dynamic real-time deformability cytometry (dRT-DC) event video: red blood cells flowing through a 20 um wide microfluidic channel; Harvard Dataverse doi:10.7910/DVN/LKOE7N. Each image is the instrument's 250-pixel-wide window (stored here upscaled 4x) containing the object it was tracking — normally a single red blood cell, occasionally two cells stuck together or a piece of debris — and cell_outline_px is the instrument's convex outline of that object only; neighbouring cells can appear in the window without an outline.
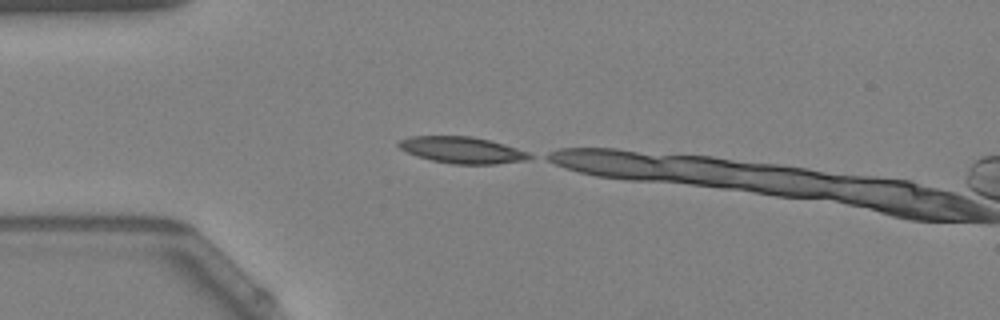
{"species": "Egyptian fruit bat (a non-hibernating species)", "species_latin": "Rousettus aegyptiacus", "temperature_condition": "warm", "stored_images_in_passage": 7, "camera_frame_rate_fps": 3000, "um_per_image_px": 0.085, "animal": {"sex": "female"}, "frame": {"image": 1, "passage_image": 1, "time_ms": 0.0, "image_size_px": [1000, 320], "cell_outline_px": [[532, 156], [524, 160], [496, 164], [452, 164], [432, 160], [416, 156], [400, 148], [396, 144], [400, 140], [412, 136], [472, 136], [504, 144], [528, 152]], "centroid_in_image_um": [39.25, 12.75], "position_along_channel_um": 45.7, "area_um2": 20.0}}
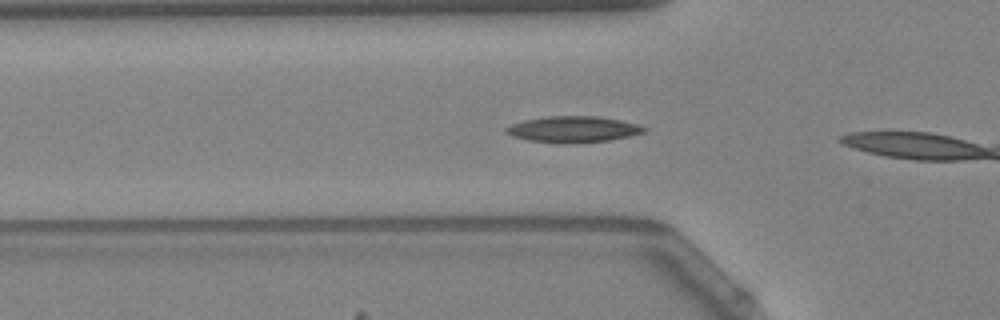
{"frame": {"image": 2, "passage_image": 5, "time_ms": 1.333, "image_size_px": [1000, 320], "cell_outline_px": [[648, 128], [644, 132], [628, 136], [608, 140], [576, 144], [560, 144], [528, 140], [512, 136], [504, 132], [504, 128], [512, 124], [524, 120], [548, 116], [600, 116], [620, 120], [636, 124]], "centroid_in_image_um": [48.68, 11.0], "position_along_channel_um": 77.1, "area_um2": 21.21}}